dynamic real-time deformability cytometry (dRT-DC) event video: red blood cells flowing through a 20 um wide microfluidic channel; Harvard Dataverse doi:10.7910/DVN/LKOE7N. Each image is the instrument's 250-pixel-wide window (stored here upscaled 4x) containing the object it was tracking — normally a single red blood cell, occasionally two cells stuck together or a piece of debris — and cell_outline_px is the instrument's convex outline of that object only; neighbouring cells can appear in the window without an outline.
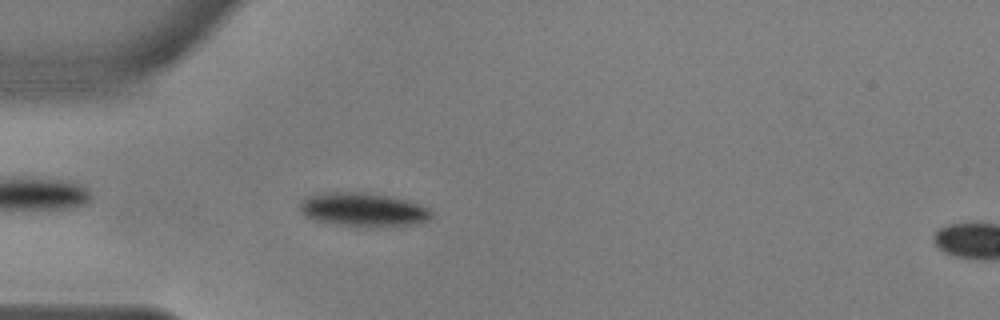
{"species": "common noctule bat (a hibernating species)", "species_latin": "Nyctalus noctula", "temperature_condition": "warm", "stored_images_in_passage": 44, "camera_frame_rate_fps": 3000, "um_per_image_px": 0.085, "animal": {"sex": "male", "body_mass_g": 17.9, "forearm_length_mm": 54.2}, "frame": {"image": 1, "passage_image": 5, "time_ms": 1.333, "image_size_px": [1000, 320], "cell_outline_px": [[432, 216], [428, 220], [420, 224], [376, 228], [360, 228], [312, 220], [304, 216], [300, 212], [300, 200], [308, 196], [332, 192], [356, 192], [388, 196], [408, 200], [420, 204], [428, 208], [432, 212]], "centroid_in_image_um": [30.89, 17.86], "position_along_channel_um": 54.1, "area_um2": 26.47}}
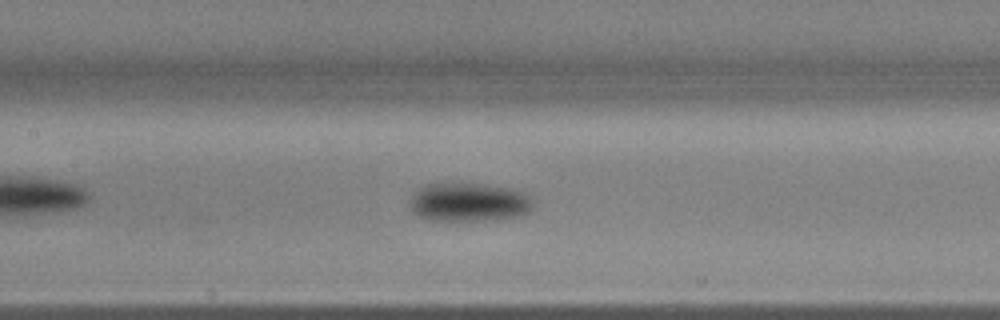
{"frame": {"image": 2, "passage_image": 15, "time_ms": 4.667, "image_size_px": [1000, 320], "cell_outline_px": [[532, 208], [528, 212], [516, 216], [488, 220], [432, 220], [420, 216], [412, 212], [412, 200], [416, 192], [420, 188], [428, 184], [480, 184], [508, 188], [520, 192], [528, 196], [532, 200]], "centroid_in_image_um": [39.87, 17.2], "position_along_channel_um": 167.5, "area_um2": 26.93}}
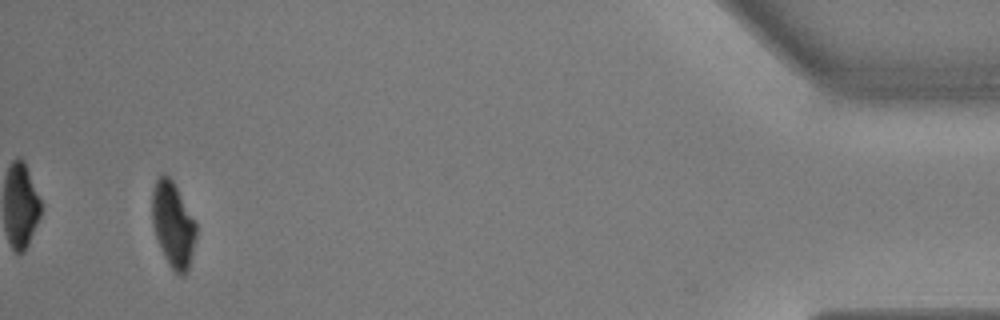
{"frame": {"image": 3, "passage_image": 42, "time_ms": 13.667, "image_size_px": [1000, 320], "cell_outline_px": [[196, 236], [188, 272], [184, 276], [180, 276], [168, 264], [164, 256], [156, 236], [152, 220], [152, 192], [156, 180], [160, 176], [168, 176], [172, 180], [196, 220]], "centroid_in_image_um": [14.73, 19.12], "position_along_channel_um": 420.5, "area_um2": 21.79}, "authors_computed_cell_mechanics": {"area_um2": 25.8077, "velocity_mm_per_s": 3.6269, "shape_relaxation_time_tau1_ms": 2.9413, "shape_relaxation_time_tau2_ms": 6.4506, "deformation_change_tau1": 0.1249, "deformation_change_tau2": 0.058}}